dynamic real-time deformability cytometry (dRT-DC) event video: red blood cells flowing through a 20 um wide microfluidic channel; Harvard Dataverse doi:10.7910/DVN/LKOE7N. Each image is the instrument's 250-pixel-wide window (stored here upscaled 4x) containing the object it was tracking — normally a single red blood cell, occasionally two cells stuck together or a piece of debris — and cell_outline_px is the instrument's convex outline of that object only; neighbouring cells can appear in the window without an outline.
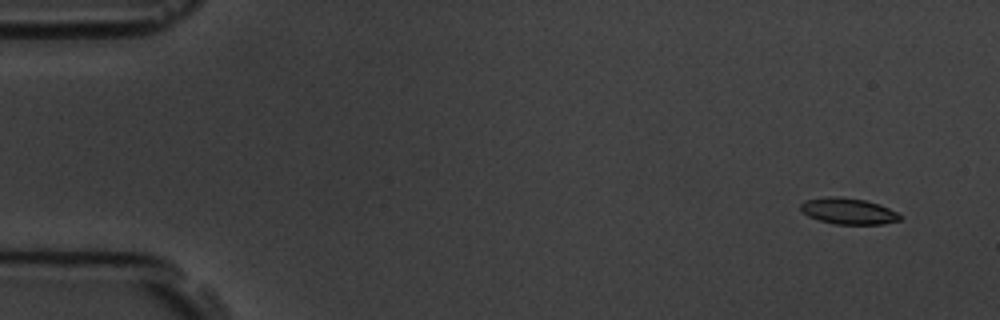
{"species": "common noctule bat (a hibernating species)", "species_latin": "Nyctalus noctula", "temperature_condition": "room temperature", "stored_images_in_passage": 5, "camera_frame_rate_fps": 3000, "um_per_image_px": 0.085, "animal": {"sex": "male", "body_mass_g": 19.5, "forearm_length_mm": 54.6}, "frame": {"image": 1, "passage_image": 1, "time_ms": 0.0, "image_size_px": [1000, 320], "cell_outline_px": [[904, 216], [900, 220], [884, 224], [836, 224], [820, 220], [808, 216], [800, 208], [800, 204], [808, 200], [828, 196], [832, 196], [864, 200], [880, 204]], "centroid_in_image_um": [72.15, 17.95], "position_along_channel_um": 12.8, "area_um2": 14.97}}
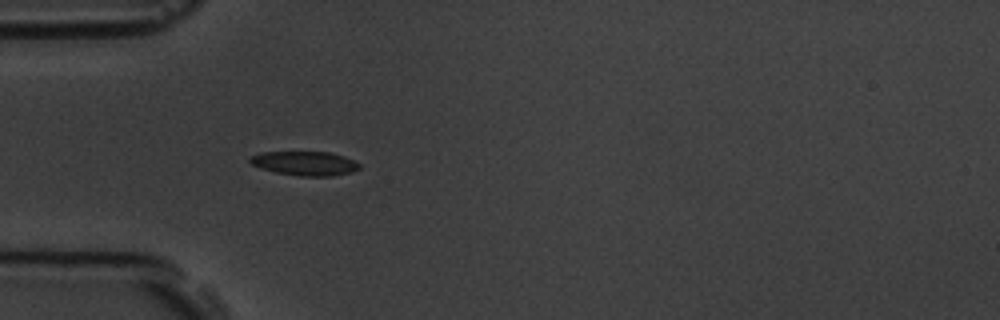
{"frame": {"image": 2, "passage_image": 5, "time_ms": 4.333, "image_size_px": [1000, 320], "cell_outline_px": [[360, 168], [352, 172], [332, 176], [300, 176], [276, 172], [260, 168], [252, 164], [248, 160], [252, 156], [260, 152], [328, 152], [344, 156], [360, 164]], "centroid_in_image_um": [25.92, 13.89], "position_along_channel_um": 59.1, "area_um2": 15.32}}